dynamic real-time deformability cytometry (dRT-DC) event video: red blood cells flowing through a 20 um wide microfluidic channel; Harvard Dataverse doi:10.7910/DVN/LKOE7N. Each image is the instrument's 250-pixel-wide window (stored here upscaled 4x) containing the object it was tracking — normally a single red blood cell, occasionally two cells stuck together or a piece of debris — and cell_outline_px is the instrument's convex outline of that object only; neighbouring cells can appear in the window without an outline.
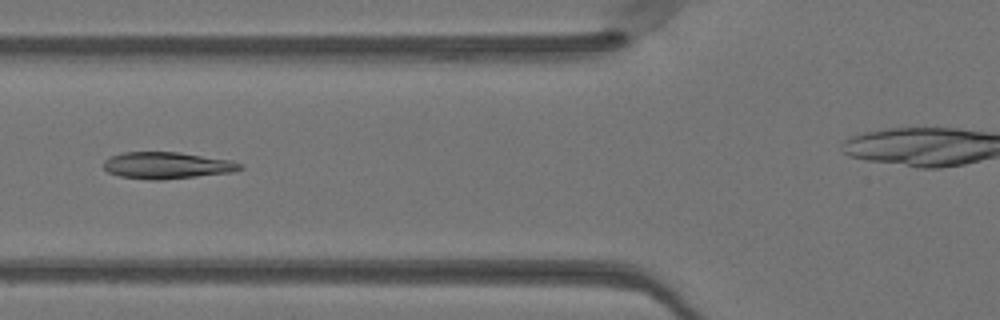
{"species": "Egyptian fruit bat (a non-hibernating species)", "species_latin": "Rousettus aegyptiacus", "temperature_condition": "warm", "stored_images_in_passage": 44, "camera_frame_rate_fps": 3000, "um_per_image_px": 0.085, "animal": {"sex": "female"}, "frame": {"image": 1, "passage_image": 19, "time_ms": 6.0, "image_size_px": [1000, 320], "cell_outline_px": [[244, 168], [232, 172], [160, 180], [148, 180], [120, 176], [108, 172], [104, 168], [104, 160], [112, 156], [124, 152], [180, 152], [232, 160], [240, 164]], "centroid_in_image_um": [14.19, 14.05], "position_along_channel_um": 111.6, "area_um2": 21.15}}
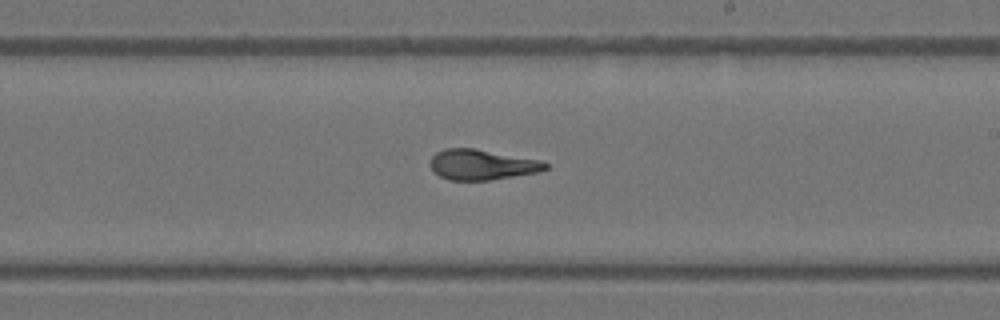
{"frame": {"image": 2, "passage_image": 29, "time_ms": 9.333, "image_size_px": [1000, 320], "cell_outline_px": [[548, 168], [540, 172], [488, 180], [448, 180], [432, 172], [428, 164], [432, 156], [436, 152], [444, 148], [476, 148], [540, 160], [548, 164]], "centroid_in_image_um": [40.92, 13.99], "position_along_channel_um": 248.1, "area_um2": 20.63}}
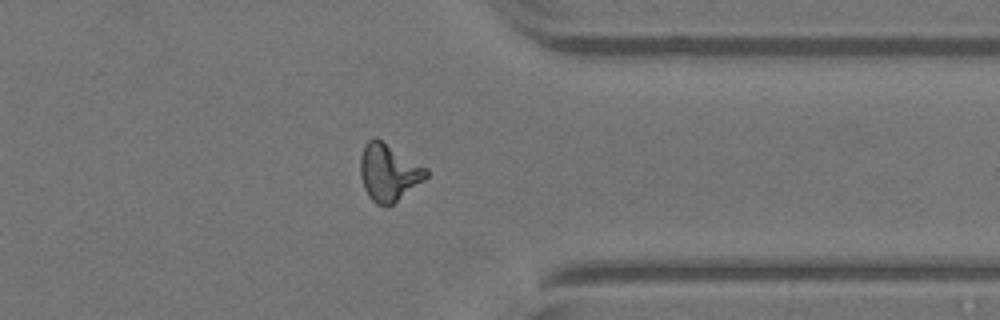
{"frame": {"image": 3, "passage_image": 39, "time_ms": 12.667, "image_size_px": [1000, 320], "cell_outline_px": [[428, 176], [424, 180], [392, 204], [376, 204], [368, 196], [364, 188], [360, 176], [360, 156], [364, 144], [372, 136], [376, 136], [428, 168]], "centroid_in_image_um": [33.02, 14.6], "position_along_channel_um": 378.4, "area_um2": 22.02}, "authors_computed_cell_mechanics": {"area_um2": 21.5594, "velocity_mm_per_s": 4.0922, "shape_relaxation_time_tau1_ms": 4.6063, "shape_relaxation_time_tau2_ms": 1.8881, "deformation_change_tau1": 0.1745, "deformation_change_tau2": 0.083}}